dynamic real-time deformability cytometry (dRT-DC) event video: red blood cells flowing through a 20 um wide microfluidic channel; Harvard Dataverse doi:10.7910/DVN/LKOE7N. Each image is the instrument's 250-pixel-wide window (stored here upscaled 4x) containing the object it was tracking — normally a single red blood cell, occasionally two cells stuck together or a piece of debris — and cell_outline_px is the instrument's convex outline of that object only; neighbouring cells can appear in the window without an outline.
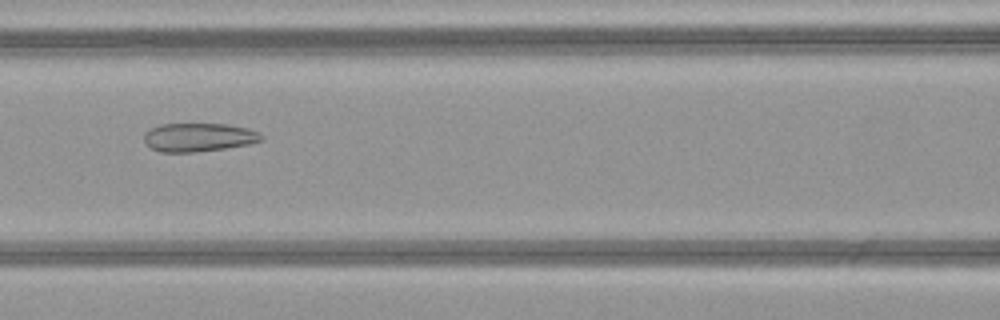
{"species": "common noctule bat (a hibernating species)", "species_latin": "Nyctalus noctula", "temperature_condition": "warm", "stored_images_in_passage": 51, "camera_frame_rate_fps": 3000, "um_per_image_px": 0.085, "animal": {"sex": "female", "body_mass_g": 21.9}, "frame": {"image": 1, "passage_image": 23, "time_ms": 7.333, "image_size_px": [1000, 320], "cell_outline_px": [[264, 140], [248, 144], [224, 148], [196, 152], [160, 152], [144, 144], [144, 132], [160, 124], [228, 124], [248, 128], [264, 136]], "centroid_in_image_um": [16.86, 11.67], "position_along_channel_um": 149.7, "area_um2": 19.54}}
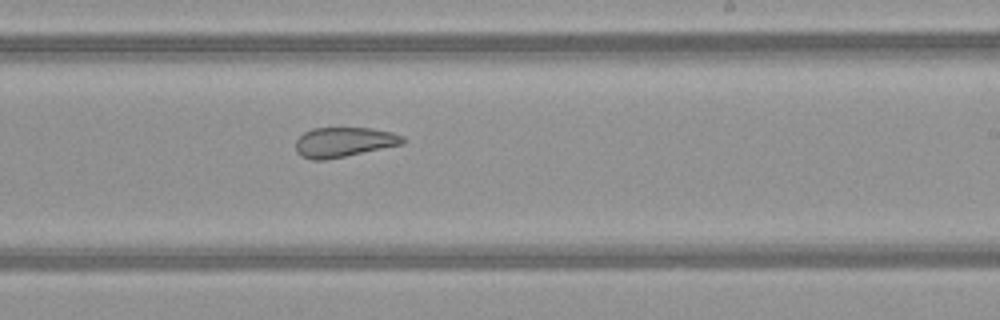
{"frame": {"image": 2, "passage_image": 31, "time_ms": 10.0, "image_size_px": [1000, 320], "cell_outline_px": [[404, 144], [324, 160], [312, 160], [300, 156], [296, 152], [296, 140], [304, 132], [312, 128], [368, 128], [392, 132], [404, 136]], "centroid_in_image_um": [29.21, 12.08], "position_along_channel_um": 259.8, "area_um2": 18.55}}
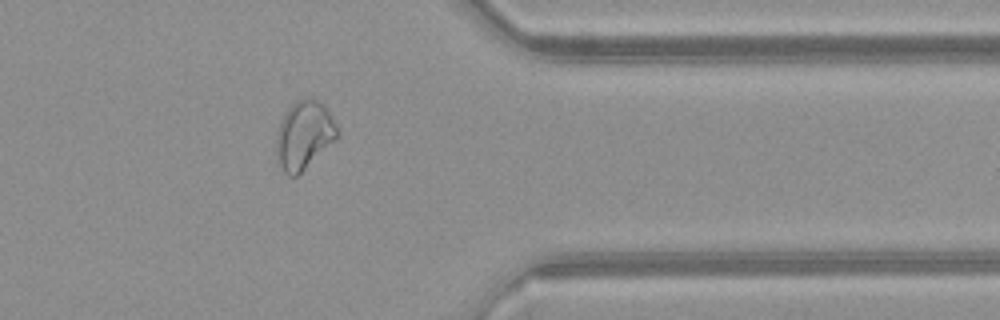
{"frame": {"image": 3, "passage_image": 41, "time_ms": 13.333, "image_size_px": [1000, 320], "cell_outline_px": [[340, 132], [336, 140], [296, 176], [288, 176], [284, 172], [276, 156], [276, 132], [280, 120], [288, 108], [296, 100], [304, 96], [308, 96], [324, 104], [336, 124]], "centroid_in_image_um": [25.84, 11.44], "position_along_channel_um": 385.6, "area_um2": 24.45}, "authors_computed_cell_mechanics": {"area_um2": 24.9696, "velocity_mm_per_s": 4.1378, "shape_relaxation_time_tau1_ms": null, "shape_relaxation_time_tau2_ms": 1.969, "deformation_change_tau1": null, "deformation_change_tau2": 0.0969}}